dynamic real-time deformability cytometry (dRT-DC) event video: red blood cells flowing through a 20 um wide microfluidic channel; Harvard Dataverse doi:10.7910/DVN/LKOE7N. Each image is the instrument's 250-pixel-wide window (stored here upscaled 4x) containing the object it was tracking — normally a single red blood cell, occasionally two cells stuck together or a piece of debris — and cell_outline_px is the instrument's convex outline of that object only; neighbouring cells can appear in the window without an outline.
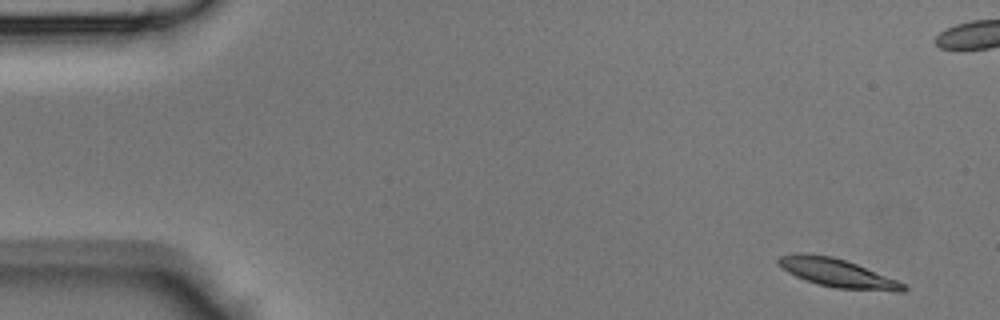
{"species": "Egyptian fruit bat (a non-hibernating species)", "species_latin": "Rousettus aegyptiacus", "temperature_condition": "room temperature", "stored_images_in_passage": 43, "camera_frame_rate_fps": 3000, "um_per_image_px": 0.085, "animal": {"sex": "male"}, "frame": {"image": 1, "passage_image": 1, "time_ms": 0.0, "image_size_px": [1000, 320], "cell_outline_px": [[908, 288], [904, 292], [896, 292], [836, 288], [816, 284], [796, 276], [788, 272], [776, 264], [776, 260], [780, 256], [796, 252], [804, 252], [832, 256], [856, 264], [896, 280], [904, 284]], "centroid_in_image_um": [71.13, 23.2], "position_along_channel_um": 13.9, "area_um2": 20.81}}
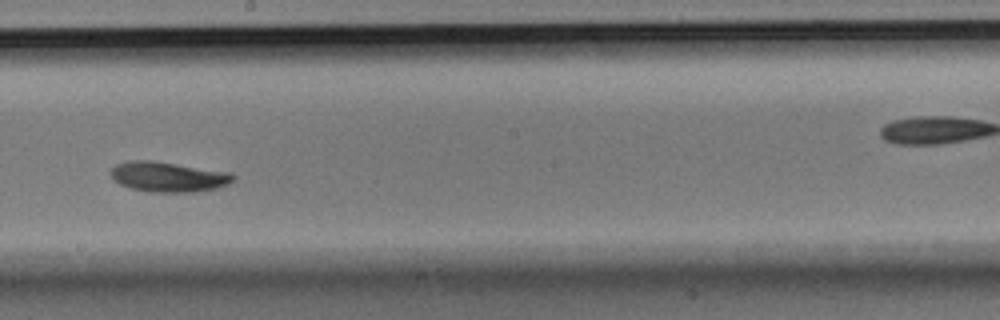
{"frame": {"image": 2, "passage_image": 23, "time_ms": 7.333, "image_size_px": [1000, 320], "cell_outline_px": [[236, 180], [228, 184], [216, 188], [196, 192], [152, 192], [132, 188], [120, 184], [112, 180], [108, 172], [116, 164], [128, 160], [152, 160], [232, 172], [236, 176]], "centroid_in_image_um": [14.31, 15.02], "position_along_channel_um": 233.9, "area_um2": 21.85}}
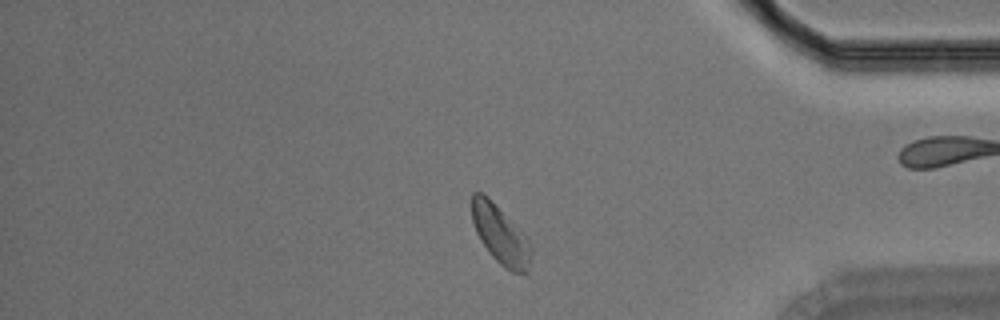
{"frame": {"image": 3, "passage_image": 35, "time_ms": 11.333, "image_size_px": [1000, 320], "cell_outline_px": [[532, 252], [528, 272], [512, 272], [504, 268], [488, 252], [480, 240], [476, 232], [472, 220], [472, 192], [480, 192], [488, 196], [528, 240], [532, 248]], "centroid_in_image_um": [42.52, 19.97], "position_along_channel_um": 392.7, "area_um2": 19.88}}